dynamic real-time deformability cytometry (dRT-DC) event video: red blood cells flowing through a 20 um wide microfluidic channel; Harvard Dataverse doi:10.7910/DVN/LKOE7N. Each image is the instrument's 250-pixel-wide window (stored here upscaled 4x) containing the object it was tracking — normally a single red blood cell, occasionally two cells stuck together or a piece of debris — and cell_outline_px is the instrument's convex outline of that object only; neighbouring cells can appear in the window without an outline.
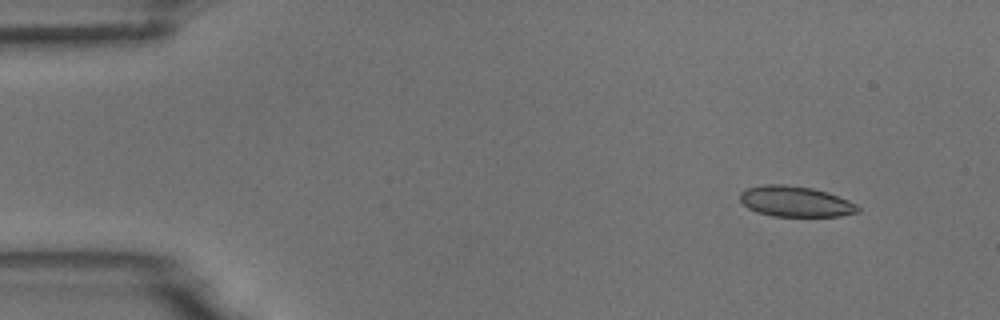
{"species": "common noctule bat (a hibernating species)", "species_latin": "Nyctalus noctula", "temperature_condition": "room temperature", "stored_images_in_passage": 4, "camera_frame_rate_fps": 3000, "um_per_image_px": 0.085, "animal": {"sex": "male", "body_mass_g": 18.8}, "frame": {"image": 1, "passage_image": 2, "time_ms": 1.0, "image_size_px": [1000, 320], "cell_outline_px": [[860, 212], [840, 216], [772, 216], [756, 212], [748, 208], [740, 200], [740, 192], [748, 188], [764, 184], [784, 184], [812, 188], [828, 192], [848, 200], [856, 204], [860, 208]], "centroid_in_image_um": [67.62, 17.13], "position_along_channel_um": 17.4, "area_um2": 21.1}}
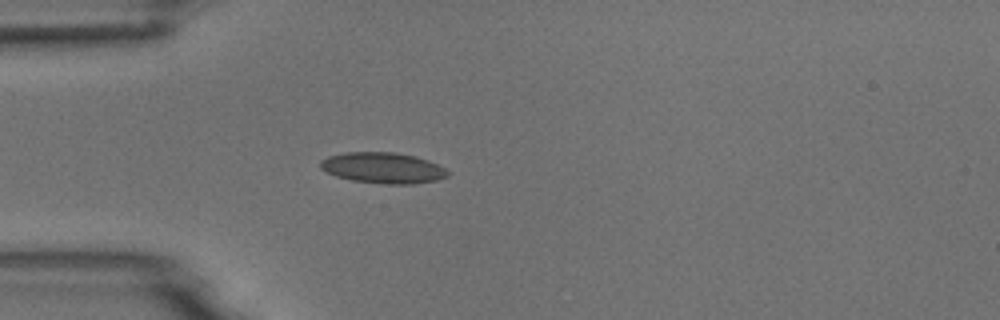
{"frame": {"image": 2, "passage_image": 4, "time_ms": 4.333, "image_size_px": [1000, 320], "cell_outline_px": [[448, 176], [436, 180], [412, 184], [380, 184], [352, 180], [336, 176], [324, 172], [320, 168], [320, 160], [328, 156], [344, 152], [392, 152], [416, 156], [428, 160], [444, 168], [448, 172]], "centroid_in_image_um": [32.5, 14.27], "position_along_channel_um": 52.5, "area_um2": 23.0}}